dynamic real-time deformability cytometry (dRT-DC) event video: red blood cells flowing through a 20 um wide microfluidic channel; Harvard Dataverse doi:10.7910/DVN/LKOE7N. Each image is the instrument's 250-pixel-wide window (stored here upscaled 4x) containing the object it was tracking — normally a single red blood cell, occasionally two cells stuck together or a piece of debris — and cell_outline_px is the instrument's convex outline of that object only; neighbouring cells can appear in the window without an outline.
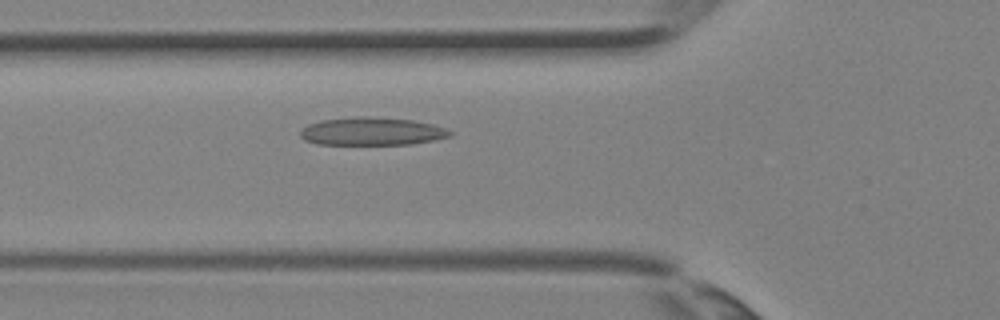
{"species": "Egyptian fruit bat (a non-hibernating species)", "species_latin": "Rousettus aegyptiacus", "temperature_condition": "room temperature", "stored_images_in_passage": 5, "camera_frame_rate_fps": 3000, "um_per_image_px": 0.085, "animal": {"sex": "female"}, "frame": {"image": 1, "passage_image": 5, "time_ms": 1.333, "image_size_px": [1000, 320], "cell_outline_px": [[452, 136], [412, 144], [316, 144], [304, 140], [300, 136], [300, 132], [308, 124], [320, 120], [356, 116], [368, 116], [412, 120], [432, 124], [448, 128], [452, 132]], "centroid_in_image_um": [31.61, 11.16], "position_along_channel_um": 94.2, "area_um2": 24.45}}